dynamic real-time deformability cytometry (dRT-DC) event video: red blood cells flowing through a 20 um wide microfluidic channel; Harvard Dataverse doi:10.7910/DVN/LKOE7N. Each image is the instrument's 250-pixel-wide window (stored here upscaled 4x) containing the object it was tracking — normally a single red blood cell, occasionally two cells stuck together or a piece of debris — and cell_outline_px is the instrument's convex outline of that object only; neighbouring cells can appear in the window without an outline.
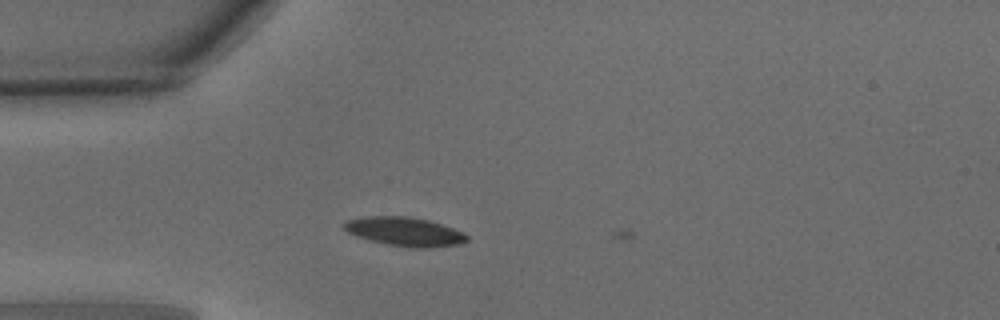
{"species": "common noctule bat (a hibernating species)", "species_latin": "Nyctalus noctula", "temperature_condition": "warm", "stored_images_in_passage": 2, "camera_frame_rate_fps": 3000, "um_per_image_px": 0.085, "animal": {"sex": "male", "body_mass_g": 15.6}, "frame": {"image": 1, "passage_image": 1, "time_ms": 0.0, "image_size_px": [1000, 320], "cell_outline_px": [[468, 240], [460, 244], [428, 248], [416, 248], [388, 244], [356, 236], [348, 232], [340, 224], [348, 220], [364, 216], [408, 216], [428, 220], [452, 228], [468, 236]], "centroid_in_image_um": [34.37, 19.68], "position_along_channel_um": 50.6, "area_um2": 20.46}}